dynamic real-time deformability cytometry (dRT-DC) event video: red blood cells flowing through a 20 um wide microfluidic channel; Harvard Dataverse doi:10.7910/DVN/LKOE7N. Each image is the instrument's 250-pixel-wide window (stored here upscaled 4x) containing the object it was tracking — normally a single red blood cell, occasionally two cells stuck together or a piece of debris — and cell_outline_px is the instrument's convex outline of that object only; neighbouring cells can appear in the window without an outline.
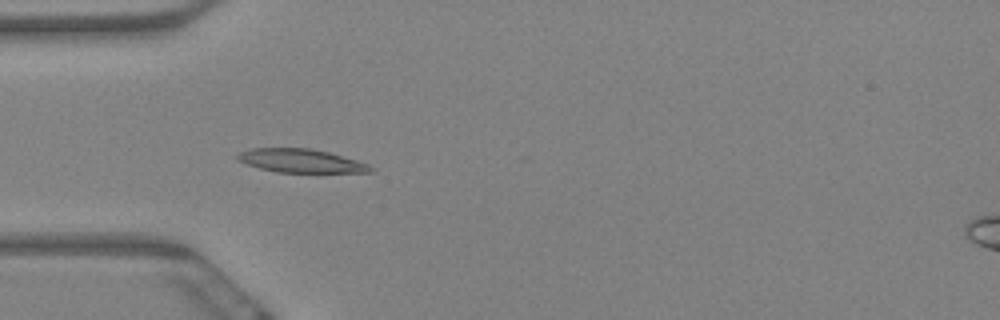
{"species": "Egyptian fruit bat (a non-hibernating species)", "species_latin": "Rousettus aegyptiacus", "temperature_condition": "warm", "stored_images_in_passage": 4, "camera_frame_rate_fps": 3000, "um_per_image_px": 0.085, "animal": {"sex": "female"}, "frame": {"image": 1, "passage_image": 4, "time_ms": 1.0, "image_size_px": [1000, 320], "cell_outline_px": [[376, 172], [276, 172], [260, 168], [248, 164], [240, 160], [236, 156], [240, 152], [252, 148], [308, 148], [328, 152], [356, 160], [368, 164], [376, 168]], "centroid_in_image_um": [25.63, 13.67], "position_along_channel_um": 59.4, "area_um2": 18.03}}